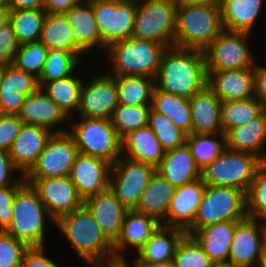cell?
<instances>
[{
  "mask_svg": "<svg viewBox=\"0 0 266 267\" xmlns=\"http://www.w3.org/2000/svg\"><path fill=\"white\" fill-rule=\"evenodd\" d=\"M155 86L164 92L191 98L207 86L203 51L168 48L162 55Z\"/></svg>",
  "mask_w": 266,
  "mask_h": 267,
  "instance_id": "cell-1",
  "label": "cell"
},
{
  "mask_svg": "<svg viewBox=\"0 0 266 267\" xmlns=\"http://www.w3.org/2000/svg\"><path fill=\"white\" fill-rule=\"evenodd\" d=\"M54 224L89 267L115 262L113 245L84 204L72 213L60 216Z\"/></svg>",
  "mask_w": 266,
  "mask_h": 267,
  "instance_id": "cell-2",
  "label": "cell"
},
{
  "mask_svg": "<svg viewBox=\"0 0 266 267\" xmlns=\"http://www.w3.org/2000/svg\"><path fill=\"white\" fill-rule=\"evenodd\" d=\"M223 29L219 4L178 3L173 47L203 51Z\"/></svg>",
  "mask_w": 266,
  "mask_h": 267,
  "instance_id": "cell-3",
  "label": "cell"
},
{
  "mask_svg": "<svg viewBox=\"0 0 266 267\" xmlns=\"http://www.w3.org/2000/svg\"><path fill=\"white\" fill-rule=\"evenodd\" d=\"M168 49L164 44L130 37L109 44L111 76L136 75L155 78L162 55Z\"/></svg>",
  "mask_w": 266,
  "mask_h": 267,
  "instance_id": "cell-4",
  "label": "cell"
},
{
  "mask_svg": "<svg viewBox=\"0 0 266 267\" xmlns=\"http://www.w3.org/2000/svg\"><path fill=\"white\" fill-rule=\"evenodd\" d=\"M47 218L55 223L40 200L37 191L26 182L16 192L12 219L5 232L24 242L29 248L44 247Z\"/></svg>",
  "mask_w": 266,
  "mask_h": 267,
  "instance_id": "cell-5",
  "label": "cell"
},
{
  "mask_svg": "<svg viewBox=\"0 0 266 267\" xmlns=\"http://www.w3.org/2000/svg\"><path fill=\"white\" fill-rule=\"evenodd\" d=\"M262 162L253 154L226 147L212 163L200 169L199 179L205 186L234 187L246 194Z\"/></svg>",
  "mask_w": 266,
  "mask_h": 267,
  "instance_id": "cell-6",
  "label": "cell"
},
{
  "mask_svg": "<svg viewBox=\"0 0 266 267\" xmlns=\"http://www.w3.org/2000/svg\"><path fill=\"white\" fill-rule=\"evenodd\" d=\"M68 133L73 137L78 152L101 158L111 165L122 156V141L110 119L79 117Z\"/></svg>",
  "mask_w": 266,
  "mask_h": 267,
  "instance_id": "cell-7",
  "label": "cell"
},
{
  "mask_svg": "<svg viewBox=\"0 0 266 267\" xmlns=\"http://www.w3.org/2000/svg\"><path fill=\"white\" fill-rule=\"evenodd\" d=\"M177 4L175 0H137L131 37L172 48Z\"/></svg>",
  "mask_w": 266,
  "mask_h": 267,
  "instance_id": "cell-8",
  "label": "cell"
},
{
  "mask_svg": "<svg viewBox=\"0 0 266 267\" xmlns=\"http://www.w3.org/2000/svg\"><path fill=\"white\" fill-rule=\"evenodd\" d=\"M246 194L234 187L206 186L194 222L185 230H197L217 222L243 220Z\"/></svg>",
  "mask_w": 266,
  "mask_h": 267,
  "instance_id": "cell-9",
  "label": "cell"
},
{
  "mask_svg": "<svg viewBox=\"0 0 266 267\" xmlns=\"http://www.w3.org/2000/svg\"><path fill=\"white\" fill-rule=\"evenodd\" d=\"M250 36L223 29L203 50L207 70L252 69L256 62L247 44Z\"/></svg>",
  "mask_w": 266,
  "mask_h": 267,
  "instance_id": "cell-10",
  "label": "cell"
},
{
  "mask_svg": "<svg viewBox=\"0 0 266 267\" xmlns=\"http://www.w3.org/2000/svg\"><path fill=\"white\" fill-rule=\"evenodd\" d=\"M155 171L153 165L121 156L111 165L109 188L128 211L136 210L140 197Z\"/></svg>",
  "mask_w": 266,
  "mask_h": 267,
  "instance_id": "cell-11",
  "label": "cell"
},
{
  "mask_svg": "<svg viewBox=\"0 0 266 267\" xmlns=\"http://www.w3.org/2000/svg\"><path fill=\"white\" fill-rule=\"evenodd\" d=\"M98 25L102 49L132 36L137 0H89Z\"/></svg>",
  "mask_w": 266,
  "mask_h": 267,
  "instance_id": "cell-12",
  "label": "cell"
},
{
  "mask_svg": "<svg viewBox=\"0 0 266 267\" xmlns=\"http://www.w3.org/2000/svg\"><path fill=\"white\" fill-rule=\"evenodd\" d=\"M78 148L68 132L53 133L36 163L24 175L25 179L69 176Z\"/></svg>",
  "mask_w": 266,
  "mask_h": 267,
  "instance_id": "cell-13",
  "label": "cell"
},
{
  "mask_svg": "<svg viewBox=\"0 0 266 267\" xmlns=\"http://www.w3.org/2000/svg\"><path fill=\"white\" fill-rule=\"evenodd\" d=\"M87 83V84H86ZM83 81L78 117L110 119L118 106L116 78L107 73Z\"/></svg>",
  "mask_w": 266,
  "mask_h": 267,
  "instance_id": "cell-14",
  "label": "cell"
},
{
  "mask_svg": "<svg viewBox=\"0 0 266 267\" xmlns=\"http://www.w3.org/2000/svg\"><path fill=\"white\" fill-rule=\"evenodd\" d=\"M37 191L50 217L72 213L84 204L69 176L43 179H25Z\"/></svg>",
  "mask_w": 266,
  "mask_h": 267,
  "instance_id": "cell-15",
  "label": "cell"
},
{
  "mask_svg": "<svg viewBox=\"0 0 266 267\" xmlns=\"http://www.w3.org/2000/svg\"><path fill=\"white\" fill-rule=\"evenodd\" d=\"M265 247L266 222L246 217L235 227L228 262L240 267H254Z\"/></svg>",
  "mask_w": 266,
  "mask_h": 267,
  "instance_id": "cell-16",
  "label": "cell"
},
{
  "mask_svg": "<svg viewBox=\"0 0 266 267\" xmlns=\"http://www.w3.org/2000/svg\"><path fill=\"white\" fill-rule=\"evenodd\" d=\"M17 116L23 124L44 127L52 133L67 132L68 129L60 128L61 123H70L66 113L46 95L41 87L26 96Z\"/></svg>",
  "mask_w": 266,
  "mask_h": 267,
  "instance_id": "cell-17",
  "label": "cell"
},
{
  "mask_svg": "<svg viewBox=\"0 0 266 267\" xmlns=\"http://www.w3.org/2000/svg\"><path fill=\"white\" fill-rule=\"evenodd\" d=\"M111 164L107 161L78 153L70 172V180L80 197L85 200L109 187Z\"/></svg>",
  "mask_w": 266,
  "mask_h": 267,
  "instance_id": "cell-18",
  "label": "cell"
},
{
  "mask_svg": "<svg viewBox=\"0 0 266 267\" xmlns=\"http://www.w3.org/2000/svg\"><path fill=\"white\" fill-rule=\"evenodd\" d=\"M38 78L6 64L0 76V114L17 115L28 94L39 88Z\"/></svg>",
  "mask_w": 266,
  "mask_h": 267,
  "instance_id": "cell-19",
  "label": "cell"
},
{
  "mask_svg": "<svg viewBox=\"0 0 266 267\" xmlns=\"http://www.w3.org/2000/svg\"><path fill=\"white\" fill-rule=\"evenodd\" d=\"M101 232L114 245L120 237L123 219L128 211L108 187L106 190L84 200Z\"/></svg>",
  "mask_w": 266,
  "mask_h": 267,
  "instance_id": "cell-20",
  "label": "cell"
},
{
  "mask_svg": "<svg viewBox=\"0 0 266 267\" xmlns=\"http://www.w3.org/2000/svg\"><path fill=\"white\" fill-rule=\"evenodd\" d=\"M207 87L222 101L254 97L252 69L207 70Z\"/></svg>",
  "mask_w": 266,
  "mask_h": 267,
  "instance_id": "cell-21",
  "label": "cell"
},
{
  "mask_svg": "<svg viewBox=\"0 0 266 267\" xmlns=\"http://www.w3.org/2000/svg\"><path fill=\"white\" fill-rule=\"evenodd\" d=\"M159 223L155 218L136 212L135 210L125 213L120 237L113 245V253L116 261H127L123 255L127 248H133L138 252L146 241L159 228ZM123 252V253H122Z\"/></svg>",
  "mask_w": 266,
  "mask_h": 267,
  "instance_id": "cell-22",
  "label": "cell"
},
{
  "mask_svg": "<svg viewBox=\"0 0 266 267\" xmlns=\"http://www.w3.org/2000/svg\"><path fill=\"white\" fill-rule=\"evenodd\" d=\"M53 133L40 126L23 124L9 150L13 164L25 175L36 163Z\"/></svg>",
  "mask_w": 266,
  "mask_h": 267,
  "instance_id": "cell-23",
  "label": "cell"
},
{
  "mask_svg": "<svg viewBox=\"0 0 266 267\" xmlns=\"http://www.w3.org/2000/svg\"><path fill=\"white\" fill-rule=\"evenodd\" d=\"M205 188L200 179L176 188L167 212V226L186 230L194 222Z\"/></svg>",
  "mask_w": 266,
  "mask_h": 267,
  "instance_id": "cell-24",
  "label": "cell"
},
{
  "mask_svg": "<svg viewBox=\"0 0 266 267\" xmlns=\"http://www.w3.org/2000/svg\"><path fill=\"white\" fill-rule=\"evenodd\" d=\"M189 100L193 134L223 133L221 124L222 101L207 86Z\"/></svg>",
  "mask_w": 266,
  "mask_h": 267,
  "instance_id": "cell-25",
  "label": "cell"
},
{
  "mask_svg": "<svg viewBox=\"0 0 266 267\" xmlns=\"http://www.w3.org/2000/svg\"><path fill=\"white\" fill-rule=\"evenodd\" d=\"M225 142L228 149L250 153L266 161V152L262 150L266 143V110L246 124L228 130Z\"/></svg>",
  "mask_w": 266,
  "mask_h": 267,
  "instance_id": "cell-26",
  "label": "cell"
},
{
  "mask_svg": "<svg viewBox=\"0 0 266 267\" xmlns=\"http://www.w3.org/2000/svg\"><path fill=\"white\" fill-rule=\"evenodd\" d=\"M156 172L173 187L178 188L199 179L200 168L185 143L181 147L165 151Z\"/></svg>",
  "mask_w": 266,
  "mask_h": 267,
  "instance_id": "cell-27",
  "label": "cell"
},
{
  "mask_svg": "<svg viewBox=\"0 0 266 267\" xmlns=\"http://www.w3.org/2000/svg\"><path fill=\"white\" fill-rule=\"evenodd\" d=\"M239 221L217 222L186 234L198 242L213 263L228 262L233 233Z\"/></svg>",
  "mask_w": 266,
  "mask_h": 267,
  "instance_id": "cell-28",
  "label": "cell"
},
{
  "mask_svg": "<svg viewBox=\"0 0 266 267\" xmlns=\"http://www.w3.org/2000/svg\"><path fill=\"white\" fill-rule=\"evenodd\" d=\"M121 141L122 156L132 161L156 168L165 155L160 141L148 125L128 133Z\"/></svg>",
  "mask_w": 266,
  "mask_h": 267,
  "instance_id": "cell-29",
  "label": "cell"
},
{
  "mask_svg": "<svg viewBox=\"0 0 266 267\" xmlns=\"http://www.w3.org/2000/svg\"><path fill=\"white\" fill-rule=\"evenodd\" d=\"M175 190V187L155 171L143 191L135 211L153 217L161 225L167 226V212Z\"/></svg>",
  "mask_w": 266,
  "mask_h": 267,
  "instance_id": "cell-30",
  "label": "cell"
},
{
  "mask_svg": "<svg viewBox=\"0 0 266 267\" xmlns=\"http://www.w3.org/2000/svg\"><path fill=\"white\" fill-rule=\"evenodd\" d=\"M64 15L73 30L74 42L85 53L93 50L98 45L102 48L101 34L89 0H82Z\"/></svg>",
  "mask_w": 266,
  "mask_h": 267,
  "instance_id": "cell-31",
  "label": "cell"
},
{
  "mask_svg": "<svg viewBox=\"0 0 266 267\" xmlns=\"http://www.w3.org/2000/svg\"><path fill=\"white\" fill-rule=\"evenodd\" d=\"M185 234L184 229L160 225L144 246L135 253L134 262L172 261L177 244Z\"/></svg>",
  "mask_w": 266,
  "mask_h": 267,
  "instance_id": "cell-32",
  "label": "cell"
},
{
  "mask_svg": "<svg viewBox=\"0 0 266 267\" xmlns=\"http://www.w3.org/2000/svg\"><path fill=\"white\" fill-rule=\"evenodd\" d=\"M264 0H220L222 25L225 30L249 33L256 24Z\"/></svg>",
  "mask_w": 266,
  "mask_h": 267,
  "instance_id": "cell-33",
  "label": "cell"
},
{
  "mask_svg": "<svg viewBox=\"0 0 266 267\" xmlns=\"http://www.w3.org/2000/svg\"><path fill=\"white\" fill-rule=\"evenodd\" d=\"M151 108L166 115L187 135L192 134V116L189 98L164 92L155 86L152 94Z\"/></svg>",
  "mask_w": 266,
  "mask_h": 267,
  "instance_id": "cell-34",
  "label": "cell"
},
{
  "mask_svg": "<svg viewBox=\"0 0 266 267\" xmlns=\"http://www.w3.org/2000/svg\"><path fill=\"white\" fill-rule=\"evenodd\" d=\"M73 30L64 14H47L40 42L49 50L75 52L80 57L85 53L73 40Z\"/></svg>",
  "mask_w": 266,
  "mask_h": 267,
  "instance_id": "cell-35",
  "label": "cell"
},
{
  "mask_svg": "<svg viewBox=\"0 0 266 267\" xmlns=\"http://www.w3.org/2000/svg\"><path fill=\"white\" fill-rule=\"evenodd\" d=\"M76 75L75 73L63 79L46 82L41 86L46 95L72 119L79 108L80 91L83 83L82 78L76 77Z\"/></svg>",
  "mask_w": 266,
  "mask_h": 267,
  "instance_id": "cell-36",
  "label": "cell"
},
{
  "mask_svg": "<svg viewBox=\"0 0 266 267\" xmlns=\"http://www.w3.org/2000/svg\"><path fill=\"white\" fill-rule=\"evenodd\" d=\"M117 84L118 104L151 105L155 79L146 76H114Z\"/></svg>",
  "mask_w": 266,
  "mask_h": 267,
  "instance_id": "cell-37",
  "label": "cell"
},
{
  "mask_svg": "<svg viewBox=\"0 0 266 267\" xmlns=\"http://www.w3.org/2000/svg\"><path fill=\"white\" fill-rule=\"evenodd\" d=\"M47 13L44 9L10 10L9 22L19 45L40 40Z\"/></svg>",
  "mask_w": 266,
  "mask_h": 267,
  "instance_id": "cell-38",
  "label": "cell"
},
{
  "mask_svg": "<svg viewBox=\"0 0 266 267\" xmlns=\"http://www.w3.org/2000/svg\"><path fill=\"white\" fill-rule=\"evenodd\" d=\"M265 109L255 98L224 101L221 104V124L225 134L228 130L242 126L257 118Z\"/></svg>",
  "mask_w": 266,
  "mask_h": 267,
  "instance_id": "cell-39",
  "label": "cell"
},
{
  "mask_svg": "<svg viewBox=\"0 0 266 267\" xmlns=\"http://www.w3.org/2000/svg\"><path fill=\"white\" fill-rule=\"evenodd\" d=\"M82 57L75 52L65 50H48L44 66L38 78L39 86L53 80L63 79L73 75L78 69Z\"/></svg>",
  "mask_w": 266,
  "mask_h": 267,
  "instance_id": "cell-40",
  "label": "cell"
},
{
  "mask_svg": "<svg viewBox=\"0 0 266 267\" xmlns=\"http://www.w3.org/2000/svg\"><path fill=\"white\" fill-rule=\"evenodd\" d=\"M217 137L219 140L216 139ZM186 144L190 148L197 166L201 169L212 163L224 151L226 148L225 134H188Z\"/></svg>",
  "mask_w": 266,
  "mask_h": 267,
  "instance_id": "cell-41",
  "label": "cell"
},
{
  "mask_svg": "<svg viewBox=\"0 0 266 267\" xmlns=\"http://www.w3.org/2000/svg\"><path fill=\"white\" fill-rule=\"evenodd\" d=\"M151 105L118 104L110 118L112 126L122 139L128 133L148 125Z\"/></svg>",
  "mask_w": 266,
  "mask_h": 267,
  "instance_id": "cell-42",
  "label": "cell"
},
{
  "mask_svg": "<svg viewBox=\"0 0 266 267\" xmlns=\"http://www.w3.org/2000/svg\"><path fill=\"white\" fill-rule=\"evenodd\" d=\"M148 126L154 132L165 151L181 147L186 143L187 134L166 115L152 108L149 112Z\"/></svg>",
  "mask_w": 266,
  "mask_h": 267,
  "instance_id": "cell-43",
  "label": "cell"
},
{
  "mask_svg": "<svg viewBox=\"0 0 266 267\" xmlns=\"http://www.w3.org/2000/svg\"><path fill=\"white\" fill-rule=\"evenodd\" d=\"M246 214L249 218L266 222V161L257 167L246 193Z\"/></svg>",
  "mask_w": 266,
  "mask_h": 267,
  "instance_id": "cell-44",
  "label": "cell"
},
{
  "mask_svg": "<svg viewBox=\"0 0 266 267\" xmlns=\"http://www.w3.org/2000/svg\"><path fill=\"white\" fill-rule=\"evenodd\" d=\"M48 50L40 41L19 45L11 64L39 78Z\"/></svg>",
  "mask_w": 266,
  "mask_h": 267,
  "instance_id": "cell-45",
  "label": "cell"
},
{
  "mask_svg": "<svg viewBox=\"0 0 266 267\" xmlns=\"http://www.w3.org/2000/svg\"><path fill=\"white\" fill-rule=\"evenodd\" d=\"M173 262L175 267H211L213 264L198 242L188 234L177 244Z\"/></svg>",
  "mask_w": 266,
  "mask_h": 267,
  "instance_id": "cell-46",
  "label": "cell"
},
{
  "mask_svg": "<svg viewBox=\"0 0 266 267\" xmlns=\"http://www.w3.org/2000/svg\"><path fill=\"white\" fill-rule=\"evenodd\" d=\"M29 247L5 231H0V267H21Z\"/></svg>",
  "mask_w": 266,
  "mask_h": 267,
  "instance_id": "cell-47",
  "label": "cell"
},
{
  "mask_svg": "<svg viewBox=\"0 0 266 267\" xmlns=\"http://www.w3.org/2000/svg\"><path fill=\"white\" fill-rule=\"evenodd\" d=\"M19 43L9 21L0 26V64L12 63Z\"/></svg>",
  "mask_w": 266,
  "mask_h": 267,
  "instance_id": "cell-48",
  "label": "cell"
},
{
  "mask_svg": "<svg viewBox=\"0 0 266 267\" xmlns=\"http://www.w3.org/2000/svg\"><path fill=\"white\" fill-rule=\"evenodd\" d=\"M23 122L17 115L0 114V149L9 151Z\"/></svg>",
  "mask_w": 266,
  "mask_h": 267,
  "instance_id": "cell-49",
  "label": "cell"
},
{
  "mask_svg": "<svg viewBox=\"0 0 266 267\" xmlns=\"http://www.w3.org/2000/svg\"><path fill=\"white\" fill-rule=\"evenodd\" d=\"M17 171L21 174V177L14 179L13 174ZM25 183L24 175L13 164L9 151L0 149V187L23 186Z\"/></svg>",
  "mask_w": 266,
  "mask_h": 267,
  "instance_id": "cell-50",
  "label": "cell"
},
{
  "mask_svg": "<svg viewBox=\"0 0 266 267\" xmlns=\"http://www.w3.org/2000/svg\"><path fill=\"white\" fill-rule=\"evenodd\" d=\"M22 186L0 187V231H5L12 219L13 201Z\"/></svg>",
  "mask_w": 266,
  "mask_h": 267,
  "instance_id": "cell-51",
  "label": "cell"
},
{
  "mask_svg": "<svg viewBox=\"0 0 266 267\" xmlns=\"http://www.w3.org/2000/svg\"><path fill=\"white\" fill-rule=\"evenodd\" d=\"M45 252L44 247L29 248L23 256L21 267H59Z\"/></svg>",
  "mask_w": 266,
  "mask_h": 267,
  "instance_id": "cell-52",
  "label": "cell"
},
{
  "mask_svg": "<svg viewBox=\"0 0 266 267\" xmlns=\"http://www.w3.org/2000/svg\"><path fill=\"white\" fill-rule=\"evenodd\" d=\"M254 74V97L266 110V66L255 63Z\"/></svg>",
  "mask_w": 266,
  "mask_h": 267,
  "instance_id": "cell-53",
  "label": "cell"
},
{
  "mask_svg": "<svg viewBox=\"0 0 266 267\" xmlns=\"http://www.w3.org/2000/svg\"><path fill=\"white\" fill-rule=\"evenodd\" d=\"M82 0H44V10L47 14H64Z\"/></svg>",
  "mask_w": 266,
  "mask_h": 267,
  "instance_id": "cell-54",
  "label": "cell"
},
{
  "mask_svg": "<svg viewBox=\"0 0 266 267\" xmlns=\"http://www.w3.org/2000/svg\"><path fill=\"white\" fill-rule=\"evenodd\" d=\"M9 10L44 9V0H8Z\"/></svg>",
  "mask_w": 266,
  "mask_h": 267,
  "instance_id": "cell-55",
  "label": "cell"
},
{
  "mask_svg": "<svg viewBox=\"0 0 266 267\" xmlns=\"http://www.w3.org/2000/svg\"><path fill=\"white\" fill-rule=\"evenodd\" d=\"M132 267H175V265L173 260L167 262H158V263L132 261Z\"/></svg>",
  "mask_w": 266,
  "mask_h": 267,
  "instance_id": "cell-56",
  "label": "cell"
},
{
  "mask_svg": "<svg viewBox=\"0 0 266 267\" xmlns=\"http://www.w3.org/2000/svg\"><path fill=\"white\" fill-rule=\"evenodd\" d=\"M9 11L8 6H0V26L9 20Z\"/></svg>",
  "mask_w": 266,
  "mask_h": 267,
  "instance_id": "cell-57",
  "label": "cell"
},
{
  "mask_svg": "<svg viewBox=\"0 0 266 267\" xmlns=\"http://www.w3.org/2000/svg\"><path fill=\"white\" fill-rule=\"evenodd\" d=\"M127 261H116L114 263H109V264H103V265H95L91 267H129Z\"/></svg>",
  "mask_w": 266,
  "mask_h": 267,
  "instance_id": "cell-58",
  "label": "cell"
},
{
  "mask_svg": "<svg viewBox=\"0 0 266 267\" xmlns=\"http://www.w3.org/2000/svg\"><path fill=\"white\" fill-rule=\"evenodd\" d=\"M177 3H211L219 4L220 0H175Z\"/></svg>",
  "mask_w": 266,
  "mask_h": 267,
  "instance_id": "cell-59",
  "label": "cell"
},
{
  "mask_svg": "<svg viewBox=\"0 0 266 267\" xmlns=\"http://www.w3.org/2000/svg\"><path fill=\"white\" fill-rule=\"evenodd\" d=\"M255 267H266V247L264 248L261 257L258 260L257 266Z\"/></svg>",
  "mask_w": 266,
  "mask_h": 267,
  "instance_id": "cell-60",
  "label": "cell"
},
{
  "mask_svg": "<svg viewBox=\"0 0 266 267\" xmlns=\"http://www.w3.org/2000/svg\"><path fill=\"white\" fill-rule=\"evenodd\" d=\"M211 267H240V266L229 262H220V263H213Z\"/></svg>",
  "mask_w": 266,
  "mask_h": 267,
  "instance_id": "cell-61",
  "label": "cell"
},
{
  "mask_svg": "<svg viewBox=\"0 0 266 267\" xmlns=\"http://www.w3.org/2000/svg\"><path fill=\"white\" fill-rule=\"evenodd\" d=\"M8 0H0V6H7Z\"/></svg>",
  "mask_w": 266,
  "mask_h": 267,
  "instance_id": "cell-62",
  "label": "cell"
},
{
  "mask_svg": "<svg viewBox=\"0 0 266 267\" xmlns=\"http://www.w3.org/2000/svg\"><path fill=\"white\" fill-rule=\"evenodd\" d=\"M3 67H4V65L0 64V76H1V73L3 71Z\"/></svg>",
  "mask_w": 266,
  "mask_h": 267,
  "instance_id": "cell-63",
  "label": "cell"
}]
</instances>
